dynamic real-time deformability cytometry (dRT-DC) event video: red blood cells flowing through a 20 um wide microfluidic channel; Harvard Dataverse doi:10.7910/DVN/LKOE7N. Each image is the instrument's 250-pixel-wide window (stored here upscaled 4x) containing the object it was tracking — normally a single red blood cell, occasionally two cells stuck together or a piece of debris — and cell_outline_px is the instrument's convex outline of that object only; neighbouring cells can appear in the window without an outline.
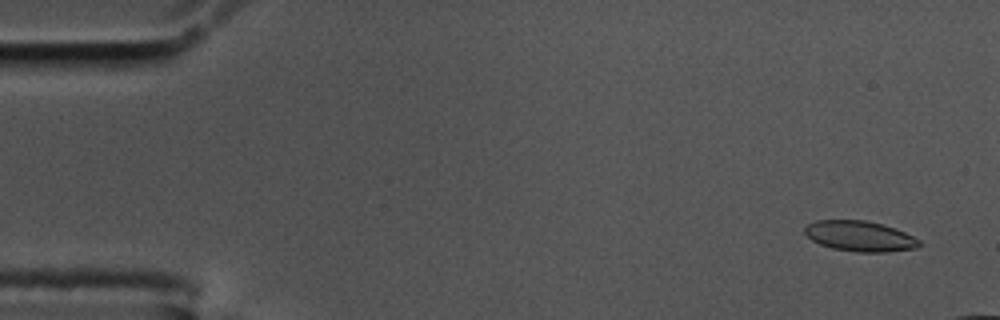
{"species": "common noctule bat (a hibernating species)", "species_latin": "Nyctalus noctula", "temperature_condition": "cold", "stored_images_in_passage": 13, "camera_frame_rate_fps": 3000, "um_per_image_px": 0.085, "animal": {"sex": "male", "body_mass_g": 17.5, "forearm_length_mm": 52.3}, "frame": {"image": 1, "passage_image": 3, "time_ms": 0.667, "image_size_px": [1000, 320], "cell_outline_px": [[920, 244], [916, 248], [888, 252], [856, 252], [832, 248], [820, 244], [812, 240], [804, 232], [804, 228], [808, 224], [816, 220], [864, 220], [896, 228], [920, 240]], "centroid_in_image_um": [73.08, 20.07], "position_along_channel_um": 11.9, "area_um2": 20.23}}